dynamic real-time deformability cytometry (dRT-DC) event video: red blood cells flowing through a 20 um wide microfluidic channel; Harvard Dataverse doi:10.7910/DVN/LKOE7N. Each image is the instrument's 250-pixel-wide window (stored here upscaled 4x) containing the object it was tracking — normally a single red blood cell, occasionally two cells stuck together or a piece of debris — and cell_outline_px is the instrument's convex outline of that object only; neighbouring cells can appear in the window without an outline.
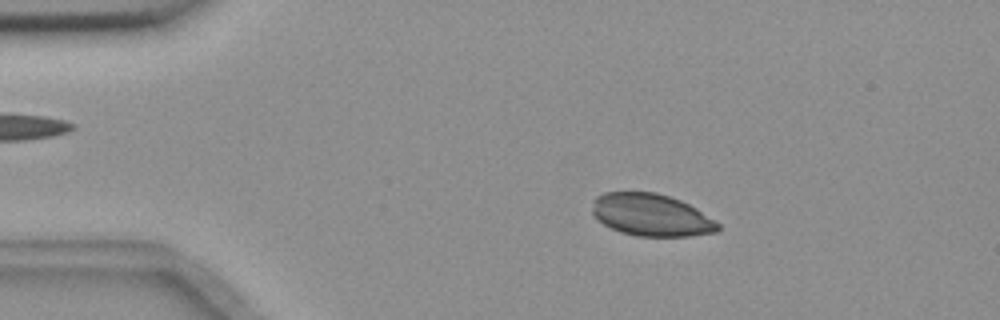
{"species": "common noctule bat (a hibernating species)", "species_latin": "Nyctalus noctula", "temperature_condition": "room temperature", "stored_images_in_passage": 56, "camera_frame_rate_fps": 3000, "um_per_image_px": 0.085, "animal": {"sex": "female", "body_mass_g": 18.4}, "frame": {"image": 1, "passage_image": 10, "time_ms": 3.0, "image_size_px": [1000, 320], "cell_outline_px": [[720, 228], [716, 232], [688, 236], [636, 236], [620, 232], [596, 220], [592, 212], [592, 200], [596, 196], [604, 192], [656, 192], [680, 200], [696, 208], [720, 224]], "centroid_in_image_um": [55.32, 18.27], "position_along_channel_um": 29.7, "area_um2": 31.04}}
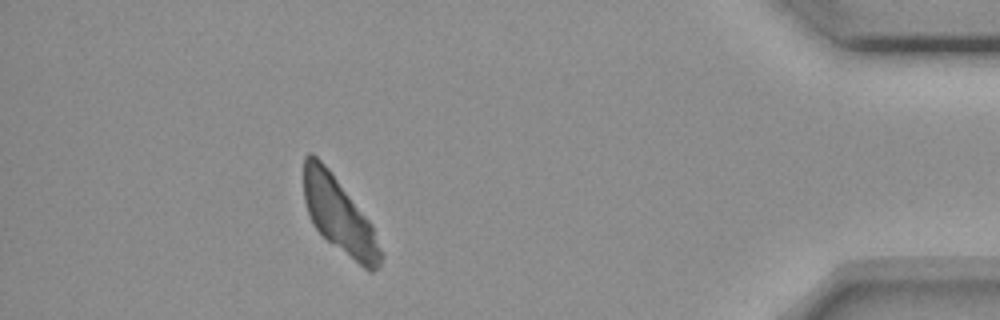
{"frame": {"image": 2, "passage_image": 50, "time_ms": 16.333, "image_size_px": [1000, 320], "cell_outline_px": [[384, 256], [380, 264], [372, 272], [368, 272], [328, 240], [312, 224], [308, 216], [304, 200], [304, 156], [308, 152], [312, 152], [328, 168], [372, 224]], "centroid_in_image_um": [28.83, 18.31], "position_along_channel_um": 406.4, "area_um2": 33.58}}